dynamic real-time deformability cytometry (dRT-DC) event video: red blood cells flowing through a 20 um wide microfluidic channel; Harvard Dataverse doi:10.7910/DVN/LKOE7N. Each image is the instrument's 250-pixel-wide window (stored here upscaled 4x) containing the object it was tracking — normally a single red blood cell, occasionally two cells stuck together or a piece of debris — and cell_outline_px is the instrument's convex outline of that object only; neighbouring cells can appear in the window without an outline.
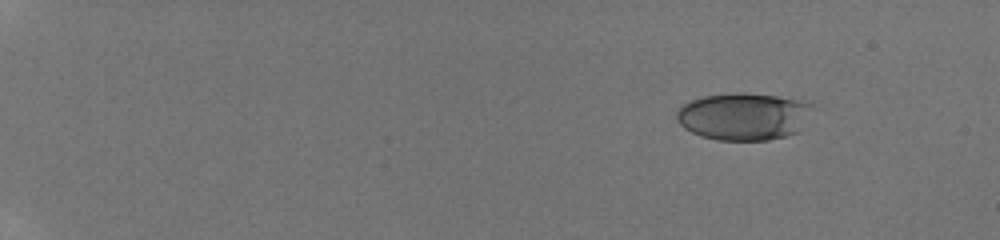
{"species": "human", "species_latin": "Homo sapiens", "temperature_condition": "room temperature", "stored_images_in_passage": 18, "camera_frame_rate_fps": 3000, "um_per_image_px": 0.085, "donor": {"sex": "male"}, "frame": {"image": 1, "passage_image": 3, "time_ms": 2.0, "image_size_px": [1000, 240], "cell_outline_px": [[820, 108], [800, 132], [768, 140], [716, 140], [700, 136], [684, 128], [676, 120], [676, 112], [684, 104], [692, 100], [704, 96], [736, 92], [744, 92], [776, 96], [816, 104]], "centroid_in_image_um": [63.33, 9.89], "position_along_channel_um": 21.7, "area_um2": 38.38}}
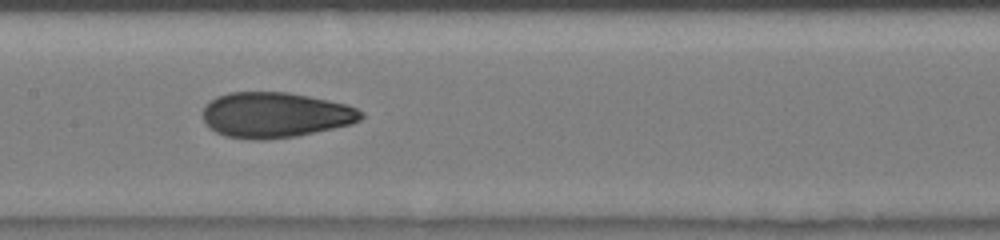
{"frame": {"image": 2, "passage_image": 11, "time_ms": 10.0, "image_size_px": [1000, 240], "cell_outline_px": [[364, 116], [360, 120], [352, 124], [296, 136], [264, 140], [256, 140], [224, 136], [208, 128], [204, 120], [204, 108], [216, 96], [228, 92], [288, 92], [348, 104], [364, 112]], "centroid_in_image_um": [23.41, 9.77], "position_along_channel_um": 184.0, "area_um2": 41.96}}
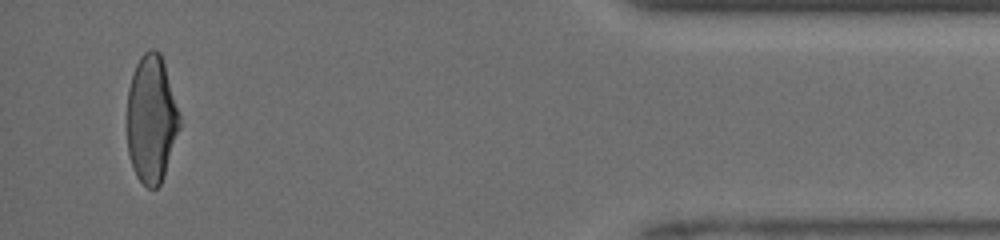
{"frame": {"image": 3, "passage_image": 18, "time_ms": 17.0, "image_size_px": [1000, 240], "cell_outline_px": [[180, 128], [164, 176], [160, 184], [156, 188], [148, 188], [136, 176], [132, 168], [128, 152], [128, 88], [136, 64], [140, 56], [148, 48], [156, 48], [160, 52], [164, 64], [180, 116]], "centroid_in_image_um": [12.87, 10.12], "position_along_channel_um": 422.3, "area_um2": 38.96}, "authors_computed_cell_mechanics": {"area_um2": 40.4022, "velocity_mm_per_s": 4.1017, "shape_relaxation_time_tau1_ms": 6.0787, "shape_relaxation_time_tau2_ms": 1.1634, "deformation_change_tau1": 0.2065, "deformation_change_tau2": 0.0695}}